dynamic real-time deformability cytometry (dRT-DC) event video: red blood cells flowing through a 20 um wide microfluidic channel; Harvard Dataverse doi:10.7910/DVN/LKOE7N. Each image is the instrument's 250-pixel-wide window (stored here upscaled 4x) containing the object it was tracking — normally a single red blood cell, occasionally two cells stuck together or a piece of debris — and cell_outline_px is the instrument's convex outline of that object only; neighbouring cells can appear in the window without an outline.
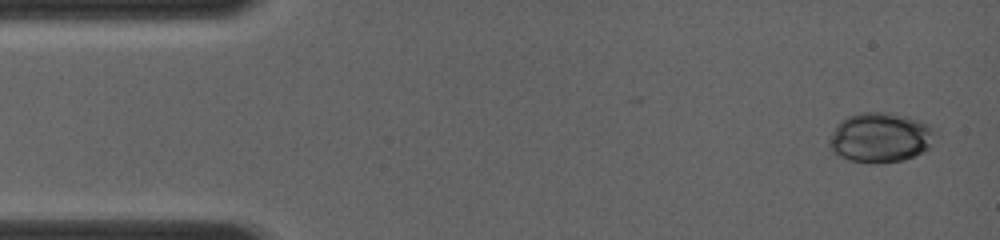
{"species": "common noctule bat (a hibernating species)", "species_latin": "Nyctalus noctula", "temperature_condition": "room temperature", "stored_images_in_passage": 4, "camera_frame_rate_fps": 4000, "um_per_image_px": 0.085, "animal": {"sex": "female", "body_mass_g": 19.0, "forearm_length_mm": 56.7}, "frame": {"image": 1, "passage_image": 1, "time_ms": 0.0, "image_size_px": [1000, 240], "cell_outline_px": [[932, 148], [904, 160], [876, 164], [848, 160], [836, 156], [832, 152], [828, 144], [828, 140], [836, 124], [840, 120], [848, 116], [860, 112], [888, 112], [920, 120], [928, 124], [932, 128]], "centroid_in_image_um": [74.77, 11.7], "position_along_channel_um": 10.2, "area_um2": 31.1}}
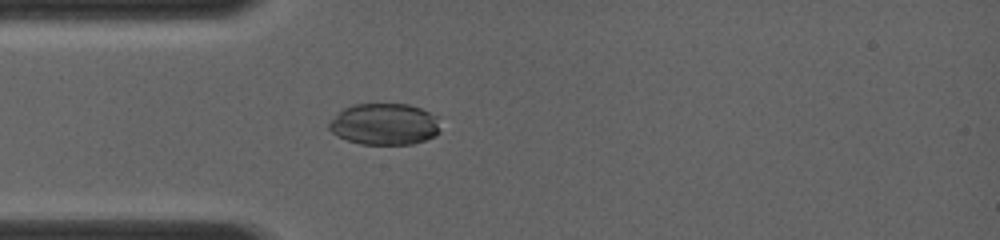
{"frame": {"image": 2, "passage_image": 4, "time_ms": 3.25, "image_size_px": [1000, 240], "cell_outline_px": [[440, 132], [424, 140], [412, 144], [364, 144], [348, 140], [332, 132], [328, 128], [328, 124], [344, 108], [352, 104], [408, 104], [420, 108], [440, 116]], "centroid_in_image_um": [32.74, 10.54], "position_along_channel_um": 52.3, "area_um2": 26.88}}